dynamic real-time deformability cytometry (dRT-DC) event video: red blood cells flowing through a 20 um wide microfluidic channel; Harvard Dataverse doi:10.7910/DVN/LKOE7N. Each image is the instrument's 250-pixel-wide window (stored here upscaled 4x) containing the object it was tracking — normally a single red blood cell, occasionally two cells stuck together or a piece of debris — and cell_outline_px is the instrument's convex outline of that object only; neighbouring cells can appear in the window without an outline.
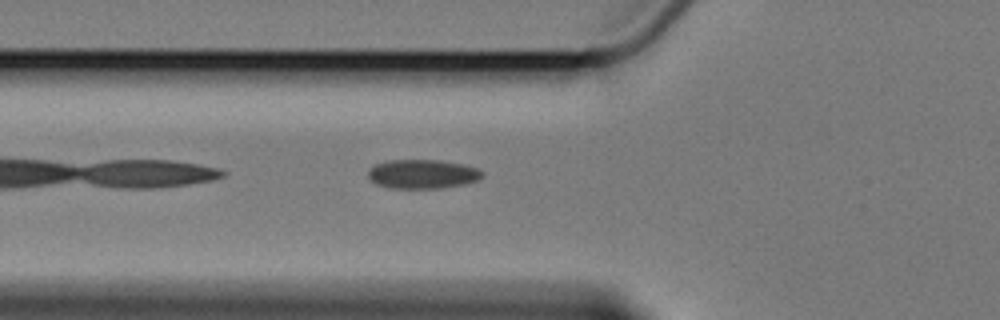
{"species": "Egyptian fruit bat (a non-hibernating species)", "species_latin": "Rousettus aegyptiacus", "temperature_condition": "cold", "stored_images_in_passage": 2, "camera_frame_rate_fps": 3000, "um_per_image_px": 0.085, "animal": {"sex": "female"}, "frame": {"image": 1, "passage_image": 2, "time_ms": 1.0, "image_size_px": [1000, 320], "cell_outline_px": [[484, 176], [480, 180], [468, 184], [440, 188], [388, 188], [376, 184], [368, 176], [368, 172], [376, 164], [388, 160], [440, 160], [480, 168], [484, 172]], "centroid_in_image_um": [35.99, 14.8], "position_along_channel_um": 89.8, "area_um2": 19.54}}